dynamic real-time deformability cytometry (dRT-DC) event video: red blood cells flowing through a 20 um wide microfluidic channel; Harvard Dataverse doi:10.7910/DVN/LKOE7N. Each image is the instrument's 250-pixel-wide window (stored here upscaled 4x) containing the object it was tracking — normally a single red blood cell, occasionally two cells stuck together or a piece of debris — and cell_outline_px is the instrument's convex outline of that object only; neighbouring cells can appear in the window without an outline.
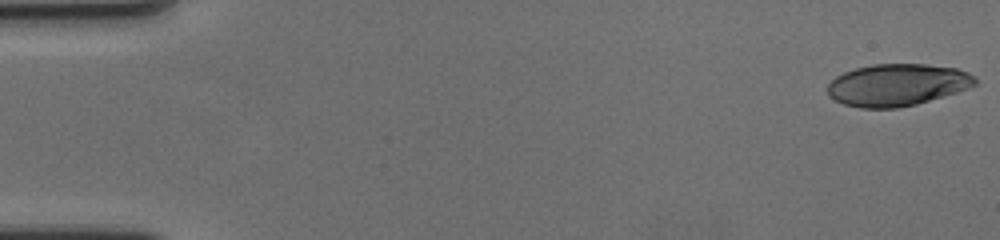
{"species": "human", "species_latin": "Homo sapiens", "temperature_condition": "cold", "stored_images_in_passage": 59, "camera_frame_rate_fps": 3000, "um_per_image_px": 0.085, "donor": {"sex": "female"}, "frame": {"image": 1, "passage_image": 1, "time_ms": 0.0, "image_size_px": [1000, 240], "cell_outline_px": [[976, 84], [968, 88], [956, 92], [916, 104], [896, 108], [860, 108], [844, 104], [828, 96], [828, 84], [836, 76], [844, 72], [856, 68], [872, 64], [924, 64], [956, 68], [968, 72], [976, 76]], "centroid_in_image_um": [76.26, 7.21], "position_along_channel_um": 8.7, "area_um2": 36.07}}
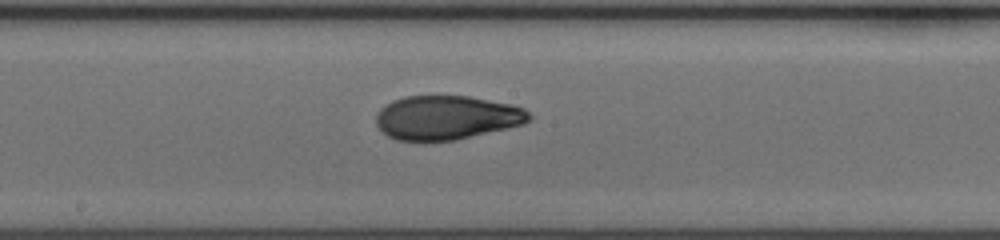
{"frame": {"image": 2, "passage_image": 32, "time_ms": 10.333, "image_size_px": [1000, 240], "cell_outline_px": [[532, 116], [524, 124], [508, 128], [456, 140], [424, 144], [396, 140], [388, 136], [376, 124], [376, 112], [384, 104], [392, 100], [404, 96], [468, 96], [512, 104], [524, 108]], "centroid_in_image_um": [37.92, 10.03], "position_along_channel_um": 210.3, "area_um2": 40.17}}
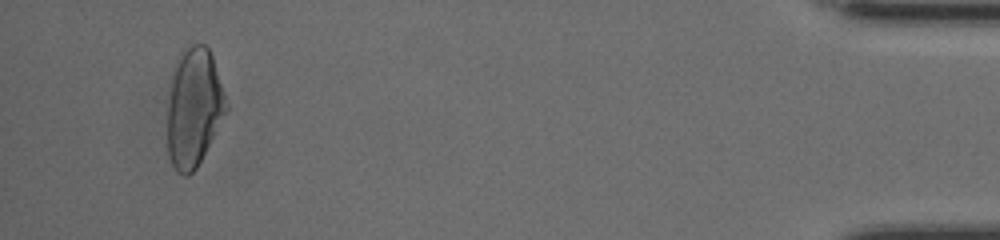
{"frame": {"image": 3, "passage_image": 56, "time_ms": 18.333, "image_size_px": [1000, 240], "cell_outline_px": [[228, 108], [196, 168], [188, 176], [184, 176], [176, 172], [168, 156], [168, 104], [172, 76], [176, 60], [180, 52], [184, 48], [192, 44], [204, 44], [208, 48], [212, 56], [228, 104]], "centroid_in_image_um": [16.46, 9.13], "position_along_channel_um": 418.7, "area_um2": 40.29}, "authors_computed_cell_mechanics": {"area_um2": 39.304, "velocity_mm_per_s": 3.5393, "shape_relaxation_time_tau1_ms": 5.0164, "shape_relaxation_time_tau2_ms": 2.0815, "deformation_change_tau1": 0.1956, "deformation_change_tau2": 0.0692}}